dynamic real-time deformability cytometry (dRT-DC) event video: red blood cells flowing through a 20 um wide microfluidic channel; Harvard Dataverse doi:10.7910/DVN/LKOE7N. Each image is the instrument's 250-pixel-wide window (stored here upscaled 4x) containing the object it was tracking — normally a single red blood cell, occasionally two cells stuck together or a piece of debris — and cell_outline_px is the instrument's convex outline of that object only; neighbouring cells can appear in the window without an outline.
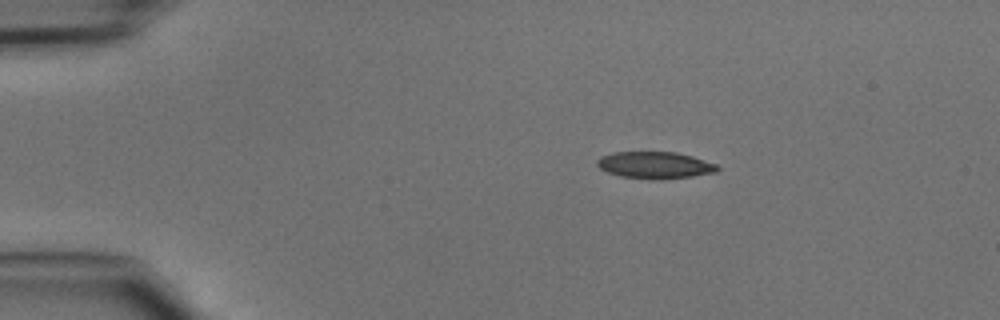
{"species": "common noctule bat (a hibernating species)", "species_latin": "Nyctalus noctula", "temperature_condition": "cold", "stored_images_in_passage": 40, "camera_frame_rate_fps": 3000, "um_per_image_px": 0.085, "animal": {"sex": "male", "body_mass_g": 15.6}, "frame": {"image": 1, "passage_image": 1, "time_ms": 0.0, "image_size_px": [1000, 320], "cell_outline_px": [[720, 168], [716, 172], [692, 176], [620, 176], [608, 172], [600, 168], [596, 164], [596, 160], [600, 156], [612, 152], [676, 152], [692, 156], [716, 164]], "centroid_in_image_um": [55.64, 13.97], "position_along_channel_um": 29.4, "area_um2": 17.8}}
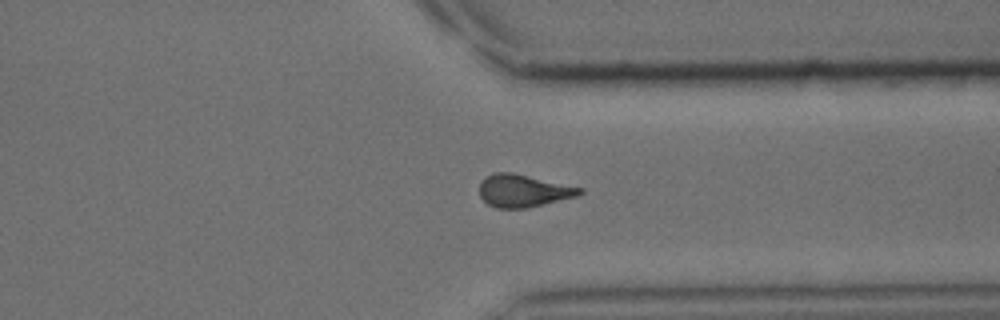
{"frame": {"image": 2, "passage_image": 29, "time_ms": 9.333, "image_size_px": [1000, 320], "cell_outline_px": [[584, 192], [576, 196], [524, 208], [496, 208], [488, 204], [480, 196], [480, 184], [484, 176], [492, 172], [512, 172], [584, 188]], "centroid_in_image_um": [44.45, 16.19], "position_along_channel_um": 367.0, "area_um2": 18.9}}
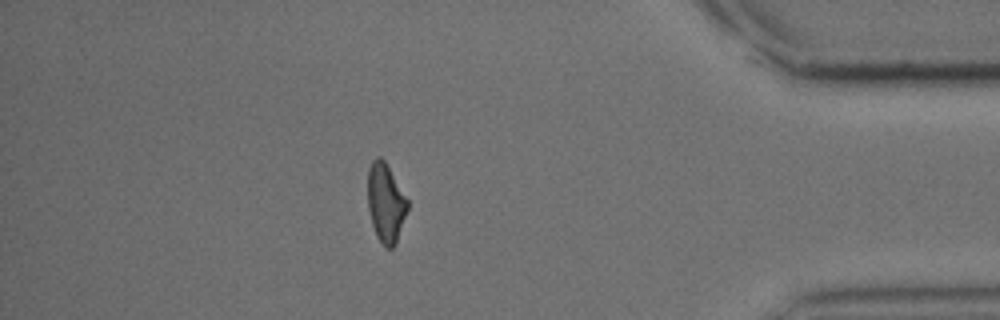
{"frame": {"image": 3, "passage_image": 34, "time_ms": 11.0, "image_size_px": [1000, 320], "cell_outline_px": [[408, 208], [396, 244], [392, 248], [388, 248], [376, 236], [372, 224], [368, 208], [368, 168], [372, 160], [376, 156], [380, 156], [384, 160], [408, 200]], "centroid_in_image_um": [32.78, 17.22], "position_along_channel_um": 402.4, "area_um2": 18.15}}